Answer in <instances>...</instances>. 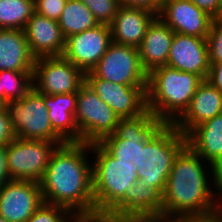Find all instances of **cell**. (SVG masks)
I'll return each instance as SVG.
<instances>
[{
	"label": "cell",
	"mask_w": 222,
	"mask_h": 222,
	"mask_svg": "<svg viewBox=\"0 0 222 222\" xmlns=\"http://www.w3.org/2000/svg\"><path fill=\"white\" fill-rule=\"evenodd\" d=\"M34 12V0H0V29L24 30Z\"/></svg>",
	"instance_id": "obj_26"
},
{
	"label": "cell",
	"mask_w": 222,
	"mask_h": 222,
	"mask_svg": "<svg viewBox=\"0 0 222 222\" xmlns=\"http://www.w3.org/2000/svg\"><path fill=\"white\" fill-rule=\"evenodd\" d=\"M58 23L65 38L99 25L91 10L80 0L66 1Z\"/></svg>",
	"instance_id": "obj_25"
},
{
	"label": "cell",
	"mask_w": 222,
	"mask_h": 222,
	"mask_svg": "<svg viewBox=\"0 0 222 222\" xmlns=\"http://www.w3.org/2000/svg\"><path fill=\"white\" fill-rule=\"evenodd\" d=\"M166 66L195 74L202 80L208 79L210 64L207 38L175 33Z\"/></svg>",
	"instance_id": "obj_16"
},
{
	"label": "cell",
	"mask_w": 222,
	"mask_h": 222,
	"mask_svg": "<svg viewBox=\"0 0 222 222\" xmlns=\"http://www.w3.org/2000/svg\"><path fill=\"white\" fill-rule=\"evenodd\" d=\"M85 83L113 109L120 119L134 118L147 110V86L112 83L96 77L91 71L85 73Z\"/></svg>",
	"instance_id": "obj_12"
},
{
	"label": "cell",
	"mask_w": 222,
	"mask_h": 222,
	"mask_svg": "<svg viewBox=\"0 0 222 222\" xmlns=\"http://www.w3.org/2000/svg\"><path fill=\"white\" fill-rule=\"evenodd\" d=\"M70 222H124V221L114 214L94 212L90 214H74Z\"/></svg>",
	"instance_id": "obj_32"
},
{
	"label": "cell",
	"mask_w": 222,
	"mask_h": 222,
	"mask_svg": "<svg viewBox=\"0 0 222 222\" xmlns=\"http://www.w3.org/2000/svg\"><path fill=\"white\" fill-rule=\"evenodd\" d=\"M187 145V137L173 124H166L140 147L136 173L146 187H156L162 194L175 157Z\"/></svg>",
	"instance_id": "obj_5"
},
{
	"label": "cell",
	"mask_w": 222,
	"mask_h": 222,
	"mask_svg": "<svg viewBox=\"0 0 222 222\" xmlns=\"http://www.w3.org/2000/svg\"><path fill=\"white\" fill-rule=\"evenodd\" d=\"M93 13L99 24L109 25L121 6L118 0H80Z\"/></svg>",
	"instance_id": "obj_28"
},
{
	"label": "cell",
	"mask_w": 222,
	"mask_h": 222,
	"mask_svg": "<svg viewBox=\"0 0 222 222\" xmlns=\"http://www.w3.org/2000/svg\"><path fill=\"white\" fill-rule=\"evenodd\" d=\"M210 66L222 62V21L213 19L207 36Z\"/></svg>",
	"instance_id": "obj_30"
},
{
	"label": "cell",
	"mask_w": 222,
	"mask_h": 222,
	"mask_svg": "<svg viewBox=\"0 0 222 222\" xmlns=\"http://www.w3.org/2000/svg\"><path fill=\"white\" fill-rule=\"evenodd\" d=\"M92 163V186L95 212L107 213L132 187L138 176L135 164L129 160H116L99 143L89 144Z\"/></svg>",
	"instance_id": "obj_4"
},
{
	"label": "cell",
	"mask_w": 222,
	"mask_h": 222,
	"mask_svg": "<svg viewBox=\"0 0 222 222\" xmlns=\"http://www.w3.org/2000/svg\"><path fill=\"white\" fill-rule=\"evenodd\" d=\"M163 194L156 187H146L142 179L128 188L123 197L107 212L123 221L131 216L162 215Z\"/></svg>",
	"instance_id": "obj_19"
},
{
	"label": "cell",
	"mask_w": 222,
	"mask_h": 222,
	"mask_svg": "<svg viewBox=\"0 0 222 222\" xmlns=\"http://www.w3.org/2000/svg\"><path fill=\"white\" fill-rule=\"evenodd\" d=\"M72 217L68 209L44 202L26 222H70Z\"/></svg>",
	"instance_id": "obj_29"
},
{
	"label": "cell",
	"mask_w": 222,
	"mask_h": 222,
	"mask_svg": "<svg viewBox=\"0 0 222 222\" xmlns=\"http://www.w3.org/2000/svg\"><path fill=\"white\" fill-rule=\"evenodd\" d=\"M24 32L29 50L35 59L62 56L65 37L57 20L34 12L28 20Z\"/></svg>",
	"instance_id": "obj_17"
},
{
	"label": "cell",
	"mask_w": 222,
	"mask_h": 222,
	"mask_svg": "<svg viewBox=\"0 0 222 222\" xmlns=\"http://www.w3.org/2000/svg\"><path fill=\"white\" fill-rule=\"evenodd\" d=\"M121 6L148 9L157 15L161 9L162 0H118Z\"/></svg>",
	"instance_id": "obj_34"
},
{
	"label": "cell",
	"mask_w": 222,
	"mask_h": 222,
	"mask_svg": "<svg viewBox=\"0 0 222 222\" xmlns=\"http://www.w3.org/2000/svg\"><path fill=\"white\" fill-rule=\"evenodd\" d=\"M15 138L6 110L0 104V145H7Z\"/></svg>",
	"instance_id": "obj_33"
},
{
	"label": "cell",
	"mask_w": 222,
	"mask_h": 222,
	"mask_svg": "<svg viewBox=\"0 0 222 222\" xmlns=\"http://www.w3.org/2000/svg\"><path fill=\"white\" fill-rule=\"evenodd\" d=\"M168 222H222V214L211 216L168 217Z\"/></svg>",
	"instance_id": "obj_36"
},
{
	"label": "cell",
	"mask_w": 222,
	"mask_h": 222,
	"mask_svg": "<svg viewBox=\"0 0 222 222\" xmlns=\"http://www.w3.org/2000/svg\"><path fill=\"white\" fill-rule=\"evenodd\" d=\"M166 123L149 111L134 118L119 119L115 132L99 144L116 160H129L136 164L140 147L152 139Z\"/></svg>",
	"instance_id": "obj_7"
},
{
	"label": "cell",
	"mask_w": 222,
	"mask_h": 222,
	"mask_svg": "<svg viewBox=\"0 0 222 222\" xmlns=\"http://www.w3.org/2000/svg\"><path fill=\"white\" fill-rule=\"evenodd\" d=\"M124 222H168V217L162 215L131 216Z\"/></svg>",
	"instance_id": "obj_39"
},
{
	"label": "cell",
	"mask_w": 222,
	"mask_h": 222,
	"mask_svg": "<svg viewBox=\"0 0 222 222\" xmlns=\"http://www.w3.org/2000/svg\"><path fill=\"white\" fill-rule=\"evenodd\" d=\"M11 181L7 166V145H0V186Z\"/></svg>",
	"instance_id": "obj_37"
},
{
	"label": "cell",
	"mask_w": 222,
	"mask_h": 222,
	"mask_svg": "<svg viewBox=\"0 0 222 222\" xmlns=\"http://www.w3.org/2000/svg\"><path fill=\"white\" fill-rule=\"evenodd\" d=\"M75 123L79 142L99 143L115 132L119 117L85 82L77 92Z\"/></svg>",
	"instance_id": "obj_8"
},
{
	"label": "cell",
	"mask_w": 222,
	"mask_h": 222,
	"mask_svg": "<svg viewBox=\"0 0 222 222\" xmlns=\"http://www.w3.org/2000/svg\"><path fill=\"white\" fill-rule=\"evenodd\" d=\"M0 104H4V90H1V85H0Z\"/></svg>",
	"instance_id": "obj_41"
},
{
	"label": "cell",
	"mask_w": 222,
	"mask_h": 222,
	"mask_svg": "<svg viewBox=\"0 0 222 222\" xmlns=\"http://www.w3.org/2000/svg\"><path fill=\"white\" fill-rule=\"evenodd\" d=\"M187 145L222 174V113L194 127Z\"/></svg>",
	"instance_id": "obj_22"
},
{
	"label": "cell",
	"mask_w": 222,
	"mask_h": 222,
	"mask_svg": "<svg viewBox=\"0 0 222 222\" xmlns=\"http://www.w3.org/2000/svg\"><path fill=\"white\" fill-rule=\"evenodd\" d=\"M32 73L33 71H0L4 103L21 99L33 87Z\"/></svg>",
	"instance_id": "obj_27"
},
{
	"label": "cell",
	"mask_w": 222,
	"mask_h": 222,
	"mask_svg": "<svg viewBox=\"0 0 222 222\" xmlns=\"http://www.w3.org/2000/svg\"><path fill=\"white\" fill-rule=\"evenodd\" d=\"M67 0H34L37 14L49 19L59 20Z\"/></svg>",
	"instance_id": "obj_31"
},
{
	"label": "cell",
	"mask_w": 222,
	"mask_h": 222,
	"mask_svg": "<svg viewBox=\"0 0 222 222\" xmlns=\"http://www.w3.org/2000/svg\"><path fill=\"white\" fill-rule=\"evenodd\" d=\"M208 80L222 92V62L210 66Z\"/></svg>",
	"instance_id": "obj_38"
},
{
	"label": "cell",
	"mask_w": 222,
	"mask_h": 222,
	"mask_svg": "<svg viewBox=\"0 0 222 222\" xmlns=\"http://www.w3.org/2000/svg\"><path fill=\"white\" fill-rule=\"evenodd\" d=\"M34 62L24 30L0 29V71H33Z\"/></svg>",
	"instance_id": "obj_24"
},
{
	"label": "cell",
	"mask_w": 222,
	"mask_h": 222,
	"mask_svg": "<svg viewBox=\"0 0 222 222\" xmlns=\"http://www.w3.org/2000/svg\"><path fill=\"white\" fill-rule=\"evenodd\" d=\"M222 113V92L208 79L203 80L193 95L188 108L173 123L187 135L194 127Z\"/></svg>",
	"instance_id": "obj_18"
},
{
	"label": "cell",
	"mask_w": 222,
	"mask_h": 222,
	"mask_svg": "<svg viewBox=\"0 0 222 222\" xmlns=\"http://www.w3.org/2000/svg\"><path fill=\"white\" fill-rule=\"evenodd\" d=\"M85 82V74L63 56L35 59L33 88L47 95L77 93Z\"/></svg>",
	"instance_id": "obj_11"
},
{
	"label": "cell",
	"mask_w": 222,
	"mask_h": 222,
	"mask_svg": "<svg viewBox=\"0 0 222 222\" xmlns=\"http://www.w3.org/2000/svg\"><path fill=\"white\" fill-rule=\"evenodd\" d=\"M174 34L172 28L158 16L150 23L138 47L141 64L147 74L167 65Z\"/></svg>",
	"instance_id": "obj_21"
},
{
	"label": "cell",
	"mask_w": 222,
	"mask_h": 222,
	"mask_svg": "<svg viewBox=\"0 0 222 222\" xmlns=\"http://www.w3.org/2000/svg\"><path fill=\"white\" fill-rule=\"evenodd\" d=\"M160 17L175 33L207 38L212 18L191 0H162Z\"/></svg>",
	"instance_id": "obj_15"
},
{
	"label": "cell",
	"mask_w": 222,
	"mask_h": 222,
	"mask_svg": "<svg viewBox=\"0 0 222 222\" xmlns=\"http://www.w3.org/2000/svg\"><path fill=\"white\" fill-rule=\"evenodd\" d=\"M156 13L137 7L120 6L109 24L112 42L138 48Z\"/></svg>",
	"instance_id": "obj_20"
},
{
	"label": "cell",
	"mask_w": 222,
	"mask_h": 222,
	"mask_svg": "<svg viewBox=\"0 0 222 222\" xmlns=\"http://www.w3.org/2000/svg\"><path fill=\"white\" fill-rule=\"evenodd\" d=\"M15 138L66 143L52 128L44 94L33 87L19 100L3 104Z\"/></svg>",
	"instance_id": "obj_6"
},
{
	"label": "cell",
	"mask_w": 222,
	"mask_h": 222,
	"mask_svg": "<svg viewBox=\"0 0 222 222\" xmlns=\"http://www.w3.org/2000/svg\"><path fill=\"white\" fill-rule=\"evenodd\" d=\"M199 9L208 13L212 18L218 15L221 0H191Z\"/></svg>",
	"instance_id": "obj_35"
},
{
	"label": "cell",
	"mask_w": 222,
	"mask_h": 222,
	"mask_svg": "<svg viewBox=\"0 0 222 222\" xmlns=\"http://www.w3.org/2000/svg\"><path fill=\"white\" fill-rule=\"evenodd\" d=\"M0 222H8V221L0 215Z\"/></svg>",
	"instance_id": "obj_42"
},
{
	"label": "cell",
	"mask_w": 222,
	"mask_h": 222,
	"mask_svg": "<svg viewBox=\"0 0 222 222\" xmlns=\"http://www.w3.org/2000/svg\"><path fill=\"white\" fill-rule=\"evenodd\" d=\"M88 150L89 144L82 142H66L56 148L39 182L45 203L64 207L73 215L95 212Z\"/></svg>",
	"instance_id": "obj_2"
},
{
	"label": "cell",
	"mask_w": 222,
	"mask_h": 222,
	"mask_svg": "<svg viewBox=\"0 0 222 222\" xmlns=\"http://www.w3.org/2000/svg\"><path fill=\"white\" fill-rule=\"evenodd\" d=\"M57 142L14 138L7 144V166L11 180L40 182Z\"/></svg>",
	"instance_id": "obj_9"
},
{
	"label": "cell",
	"mask_w": 222,
	"mask_h": 222,
	"mask_svg": "<svg viewBox=\"0 0 222 222\" xmlns=\"http://www.w3.org/2000/svg\"><path fill=\"white\" fill-rule=\"evenodd\" d=\"M212 183L217 192L210 186ZM219 214H222V174L186 145L175 157L166 180L162 216Z\"/></svg>",
	"instance_id": "obj_1"
},
{
	"label": "cell",
	"mask_w": 222,
	"mask_h": 222,
	"mask_svg": "<svg viewBox=\"0 0 222 222\" xmlns=\"http://www.w3.org/2000/svg\"><path fill=\"white\" fill-rule=\"evenodd\" d=\"M203 80L192 73L161 66L148 74L146 105L155 117L173 124L188 108Z\"/></svg>",
	"instance_id": "obj_3"
},
{
	"label": "cell",
	"mask_w": 222,
	"mask_h": 222,
	"mask_svg": "<svg viewBox=\"0 0 222 222\" xmlns=\"http://www.w3.org/2000/svg\"><path fill=\"white\" fill-rule=\"evenodd\" d=\"M214 19L222 21V0H221L220 8L218 11V15Z\"/></svg>",
	"instance_id": "obj_40"
},
{
	"label": "cell",
	"mask_w": 222,
	"mask_h": 222,
	"mask_svg": "<svg viewBox=\"0 0 222 222\" xmlns=\"http://www.w3.org/2000/svg\"><path fill=\"white\" fill-rule=\"evenodd\" d=\"M111 42L109 25L99 24L92 29L66 37L62 56L85 74L95 67Z\"/></svg>",
	"instance_id": "obj_13"
},
{
	"label": "cell",
	"mask_w": 222,
	"mask_h": 222,
	"mask_svg": "<svg viewBox=\"0 0 222 222\" xmlns=\"http://www.w3.org/2000/svg\"><path fill=\"white\" fill-rule=\"evenodd\" d=\"M98 78L130 86H147L148 74L141 64L138 48L111 42L91 70Z\"/></svg>",
	"instance_id": "obj_10"
},
{
	"label": "cell",
	"mask_w": 222,
	"mask_h": 222,
	"mask_svg": "<svg viewBox=\"0 0 222 222\" xmlns=\"http://www.w3.org/2000/svg\"><path fill=\"white\" fill-rule=\"evenodd\" d=\"M76 102L77 93L44 94L51 126L65 142H79V131L74 118Z\"/></svg>",
	"instance_id": "obj_23"
},
{
	"label": "cell",
	"mask_w": 222,
	"mask_h": 222,
	"mask_svg": "<svg viewBox=\"0 0 222 222\" xmlns=\"http://www.w3.org/2000/svg\"><path fill=\"white\" fill-rule=\"evenodd\" d=\"M43 203L38 182L11 180L0 186V215L8 222H26Z\"/></svg>",
	"instance_id": "obj_14"
}]
</instances>
